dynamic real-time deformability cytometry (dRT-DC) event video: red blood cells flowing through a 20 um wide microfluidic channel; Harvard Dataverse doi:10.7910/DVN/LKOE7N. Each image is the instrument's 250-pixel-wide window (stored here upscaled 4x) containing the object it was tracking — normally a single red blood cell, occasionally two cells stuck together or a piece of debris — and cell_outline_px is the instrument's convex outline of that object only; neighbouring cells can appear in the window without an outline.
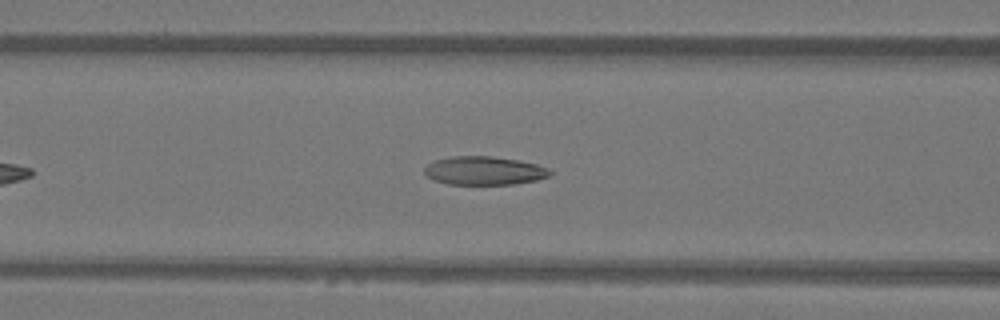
{"species": "Egyptian fruit bat (a non-hibernating species)", "species_latin": "Rousettus aegyptiacus", "temperature_condition": "warm", "stored_images_in_passage": 41, "camera_frame_rate_fps": 3000, "um_per_image_px": 0.085, "animal": {"sex": "female"}, "frame": {"image": 1, "passage_image": 11, "time_ms": 3.333, "image_size_px": [1000, 320], "cell_outline_px": [[552, 176], [536, 180], [512, 184], [448, 184], [436, 180], [428, 176], [424, 172], [424, 168], [428, 164], [436, 160], [452, 156], [492, 156], [516, 160], [536, 164], [548, 168], [552, 172]], "centroid_in_image_um": [41.18, 14.5], "position_along_channel_um": 125.4, "area_um2": 20.69}}
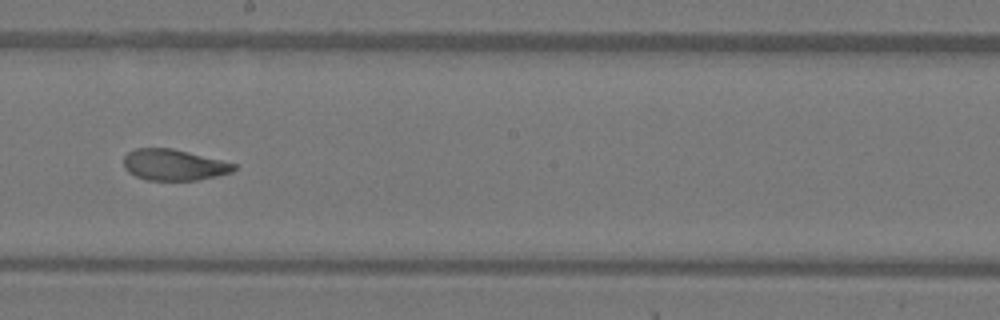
{"frame": {"image": 2, "passage_image": 19, "time_ms": 6.0, "image_size_px": [1000, 320], "cell_outline_px": [[236, 168], [232, 172], [216, 176], [196, 180], [144, 180], [128, 172], [124, 168], [124, 156], [128, 152], [136, 148], [172, 148], [236, 164]], "centroid_in_image_um": [14.74, 14.02], "position_along_channel_um": 233.5, "area_um2": 19.88}}
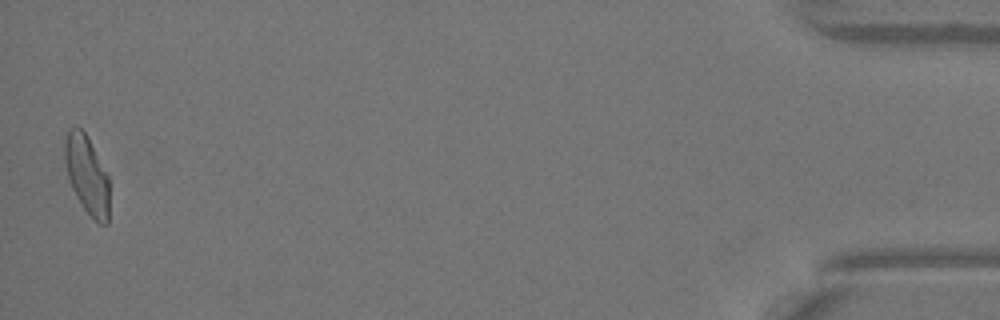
{"frame": {"image": 3, "passage_image": 40, "time_ms": 13.0, "image_size_px": [1000, 320], "cell_outline_px": [[108, 224], [100, 224], [84, 208], [76, 196], [72, 188], [64, 164], [64, 140], [68, 128], [80, 128], [84, 132], [108, 172]], "centroid_in_image_um": [7.37, 14.82], "position_along_channel_um": 427.8, "area_um2": 20.23}, "authors_computed_cell_mechanics": {"area_um2": 20.9236, "velocity_mm_per_s": 4.06, "shape_relaxation_time_tau1_ms": 6.2546, "shape_relaxation_time_tau2_ms": 1.8375, "deformation_change_tau1": 0.1847, "deformation_change_tau2": 0.0849}}